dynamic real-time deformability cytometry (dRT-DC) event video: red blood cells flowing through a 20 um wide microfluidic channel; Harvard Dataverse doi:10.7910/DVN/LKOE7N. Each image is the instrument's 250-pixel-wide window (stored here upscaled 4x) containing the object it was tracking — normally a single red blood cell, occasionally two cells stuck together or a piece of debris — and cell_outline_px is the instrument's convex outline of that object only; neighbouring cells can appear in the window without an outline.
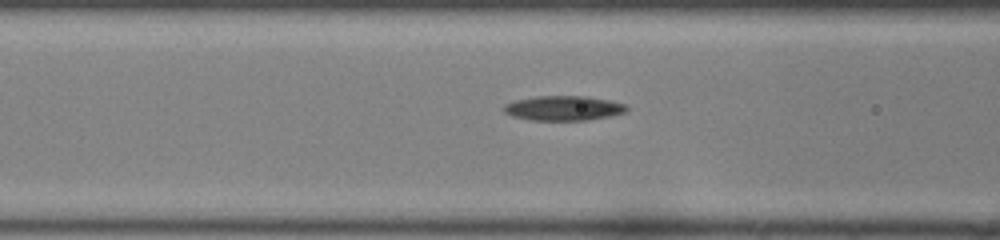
{"species": "common noctule bat (a hibernating species)", "species_latin": "Nyctalus noctula", "temperature_condition": "room temperature", "stored_images_in_passage": 35, "camera_frame_rate_fps": 3000, "um_per_image_px": 0.085, "animal": {"sex": "female", "body_mass_g": 22.0, "forearm_length_mm": 56.7}, "frame": {"image": 1, "passage_image": 14, "time_ms": 4.333, "image_size_px": [1000, 240], "cell_outline_px": [[628, 108], [624, 112], [608, 116], [588, 120], [532, 120], [512, 116], [504, 112], [504, 104], [516, 100], [536, 96], [584, 96], [608, 100], [624, 104]], "centroid_in_image_um": [47.86, 9.19], "position_along_channel_um": 118.7, "area_um2": 17.46}}
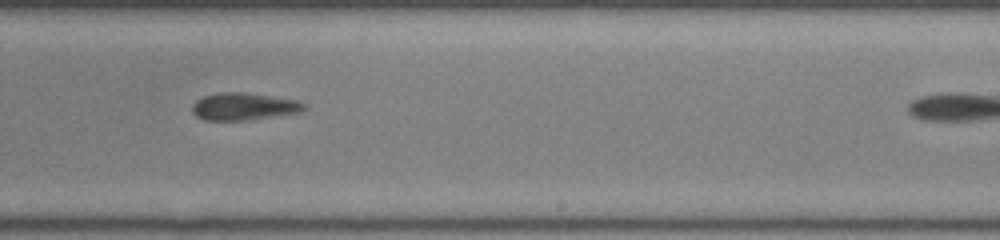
{"frame": {"image": 2, "passage_image": 25, "time_ms": 8.0, "image_size_px": [1000, 240], "cell_outline_px": [[304, 108], [300, 112], [244, 120], [204, 120], [196, 116], [192, 112], [192, 104], [196, 100], [204, 96], [224, 92], [244, 92], [296, 100], [304, 104]], "centroid_in_image_um": [20.65, 9.05], "position_along_channel_um": 268.3, "area_um2": 17.46}}
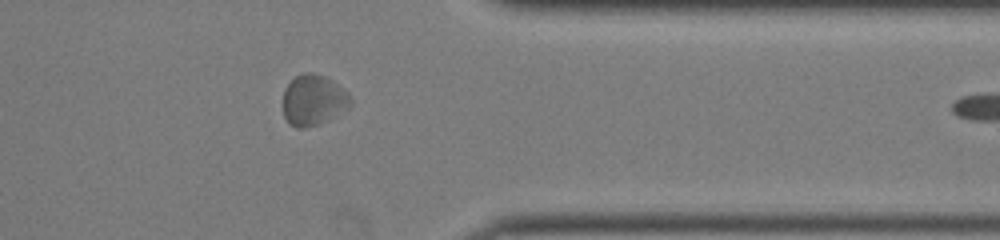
{"frame": {"image": 3, "passage_image": 34, "time_ms": 11.0, "image_size_px": [1000, 240], "cell_outline_px": [[352, 104], [348, 108], [328, 120], [304, 128], [296, 128], [288, 124], [284, 116], [284, 88], [296, 76], [304, 72], [312, 72], [324, 76], [332, 80], [348, 92], [352, 100]], "centroid_in_image_um": [26.64, 8.51], "position_along_channel_um": 384.8, "area_um2": 20.0}}